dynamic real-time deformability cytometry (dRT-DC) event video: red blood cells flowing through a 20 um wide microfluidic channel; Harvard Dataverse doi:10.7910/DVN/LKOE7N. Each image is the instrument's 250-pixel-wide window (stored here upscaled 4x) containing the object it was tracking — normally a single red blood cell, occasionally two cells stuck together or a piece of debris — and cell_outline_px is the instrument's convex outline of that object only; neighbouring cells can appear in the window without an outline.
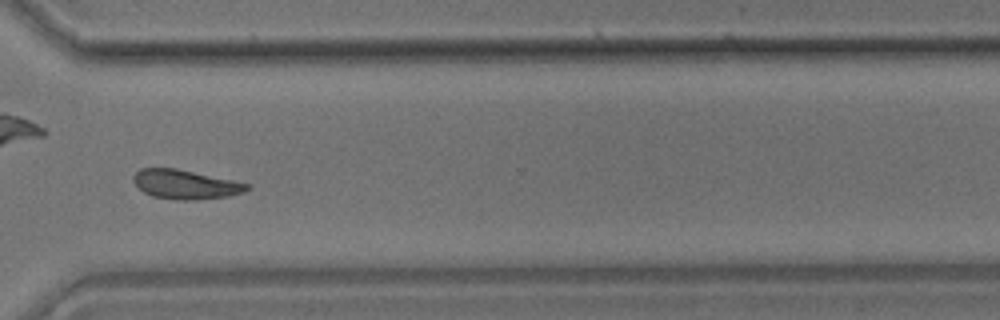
{"species": "common noctule bat (a hibernating species)", "species_latin": "Nyctalus noctula", "temperature_condition": "room temperature", "stored_images_in_passage": 50, "camera_frame_rate_fps": 3000, "um_per_image_px": 0.085, "animal": {"sex": "male", "body_mass_g": 17.9}, "frame": {"image": 1, "passage_image": 36, "time_ms": 11.667, "image_size_px": [1000, 320], "cell_outline_px": [[252, 188], [244, 192], [228, 196], [196, 200], [176, 200], [152, 196], [144, 192], [132, 180], [132, 176], [140, 168], [176, 168], [236, 180], [252, 184]], "centroid_in_image_um": [15.82, 15.67], "position_along_channel_um": 354.8, "area_um2": 19.65}}